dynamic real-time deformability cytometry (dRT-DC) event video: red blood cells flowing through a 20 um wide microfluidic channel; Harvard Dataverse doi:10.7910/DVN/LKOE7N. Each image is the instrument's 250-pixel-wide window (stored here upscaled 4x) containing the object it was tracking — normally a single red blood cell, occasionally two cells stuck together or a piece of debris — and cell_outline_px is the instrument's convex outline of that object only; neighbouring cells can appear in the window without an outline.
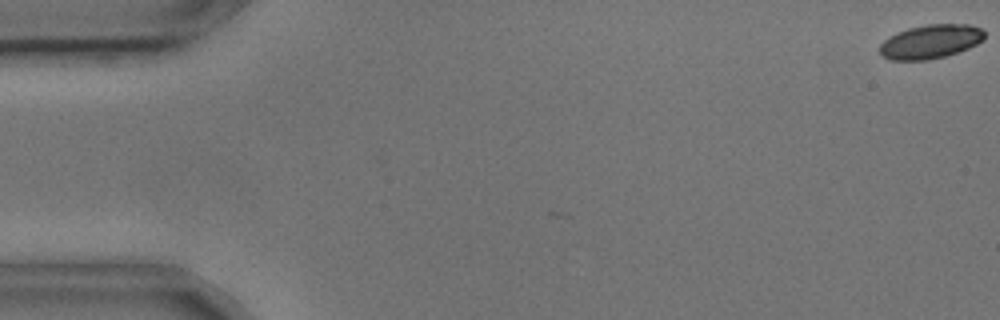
{"species": "common noctule bat (a hibernating species)", "species_latin": "Nyctalus noctula", "temperature_condition": "cold", "stored_images_in_passage": 6, "camera_frame_rate_fps": 3000, "um_per_image_px": 0.085, "animal": {"sex": "male", "body_mass_g": 17.9, "forearm_length_mm": 54.2}, "frame": {"image": 1, "passage_image": 1, "time_ms": 0.0, "image_size_px": [1000, 320], "cell_outline_px": [[984, 40], [968, 48], [944, 56], [928, 60], [888, 60], [880, 56], [880, 44], [888, 36], [908, 28], [928, 24], [968, 24], [980, 28], [984, 32]], "centroid_in_image_um": [79.06, 3.54], "position_along_channel_um": 5.9, "area_um2": 20.75}}